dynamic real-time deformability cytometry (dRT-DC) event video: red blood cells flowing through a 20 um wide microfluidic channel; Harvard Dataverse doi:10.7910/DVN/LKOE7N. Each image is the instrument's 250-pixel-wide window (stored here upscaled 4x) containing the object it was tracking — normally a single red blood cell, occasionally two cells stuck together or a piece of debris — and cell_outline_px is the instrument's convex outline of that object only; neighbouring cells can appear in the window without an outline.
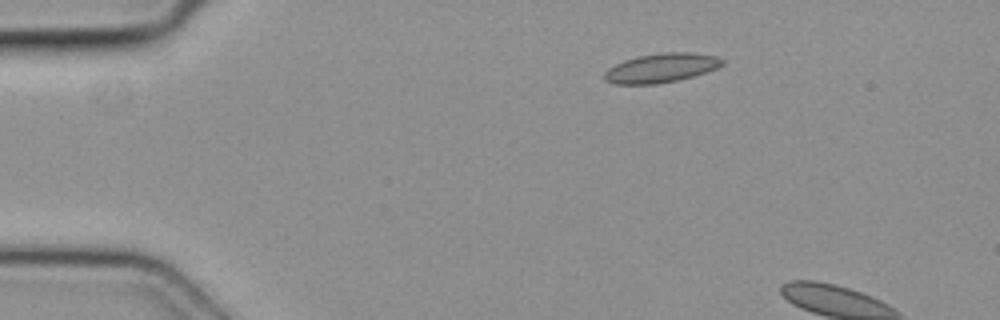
{"species": "common noctule bat (a hibernating species)", "species_latin": "Nyctalus noctula", "temperature_condition": "cold", "stored_images_in_passage": 2, "camera_frame_rate_fps": 3000, "um_per_image_px": 0.085, "animal": {"sex": "female", "body_mass_g": 19.3, "forearm_length_mm": 54.1}, "frame": {"image": 1, "passage_image": 2, "time_ms": 0.333, "image_size_px": [1000, 320], "cell_outline_px": [[724, 64], [716, 68], [692, 76], [676, 80], [656, 84], [612, 84], [604, 80], [604, 72], [608, 68], [624, 60], [640, 56], [664, 52], [692, 52], [716, 56], [724, 60]], "centroid_in_image_um": [56.17, 5.77], "position_along_channel_um": 28.8, "area_um2": 19.88}}